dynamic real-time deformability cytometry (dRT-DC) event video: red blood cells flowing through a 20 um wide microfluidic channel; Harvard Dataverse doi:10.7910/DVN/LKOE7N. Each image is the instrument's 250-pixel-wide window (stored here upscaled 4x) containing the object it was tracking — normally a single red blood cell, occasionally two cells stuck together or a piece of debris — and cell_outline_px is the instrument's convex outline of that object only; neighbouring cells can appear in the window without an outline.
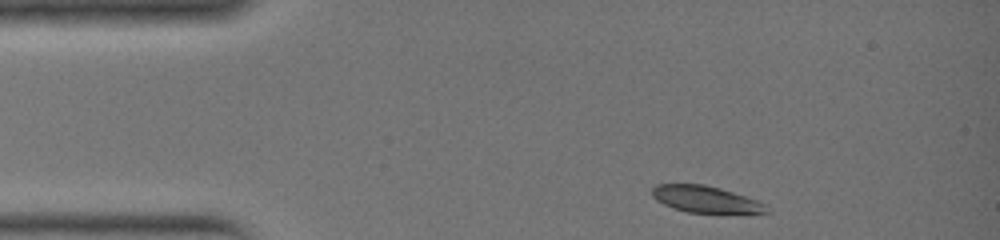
{"species": "common noctule bat (a hibernating species)", "species_latin": "Nyctalus noctula", "temperature_condition": "warm", "stored_images_in_passage": 27, "camera_frame_rate_fps": 3000, "um_per_image_px": 0.085, "animal": {"sex": "female", "body_mass_g": 19.0, "forearm_length_mm": 51.5}, "frame": {"image": 1, "passage_image": 1, "time_ms": 0.0, "image_size_px": [1000, 240], "cell_outline_px": [[772, 212], [688, 212], [672, 208], [656, 200], [652, 196], [652, 188], [656, 184], [704, 184], [720, 188], [756, 200], [764, 204]], "centroid_in_image_um": [59.91, 16.92], "position_along_channel_um": 25.1, "area_um2": 17.4}}
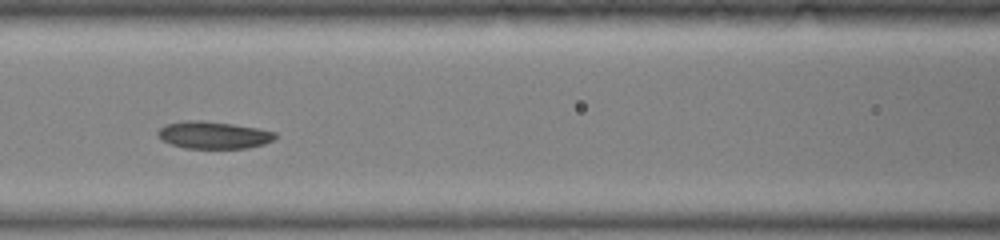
{"frame": {"image": 2, "passage_image": 11, "time_ms": 3.333, "image_size_px": [1000, 240], "cell_outline_px": [[276, 136], [272, 140], [264, 144], [248, 148], [184, 148], [160, 140], [156, 132], [164, 124], [184, 120], [204, 120], [232, 124], [256, 128], [276, 132]], "centroid_in_image_um": [18.09, 11.47], "position_along_channel_um": 148.5, "area_um2": 18.73}}
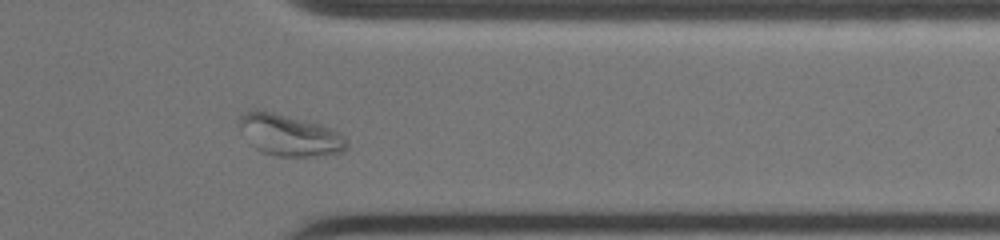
{"frame": {"image": 3, "passage_image": 24, "time_ms": 7.667, "image_size_px": [1000, 240], "cell_outline_px": [[348, 148], [344, 152], [312, 156], [276, 156], [260, 152], [256, 148], [236, 120], [244, 112], [256, 108], [308, 120], [320, 124], [344, 136], [348, 140]], "centroid_in_image_um": [24.63, 11.47], "position_along_channel_um": 386.8, "area_um2": 25.84}}